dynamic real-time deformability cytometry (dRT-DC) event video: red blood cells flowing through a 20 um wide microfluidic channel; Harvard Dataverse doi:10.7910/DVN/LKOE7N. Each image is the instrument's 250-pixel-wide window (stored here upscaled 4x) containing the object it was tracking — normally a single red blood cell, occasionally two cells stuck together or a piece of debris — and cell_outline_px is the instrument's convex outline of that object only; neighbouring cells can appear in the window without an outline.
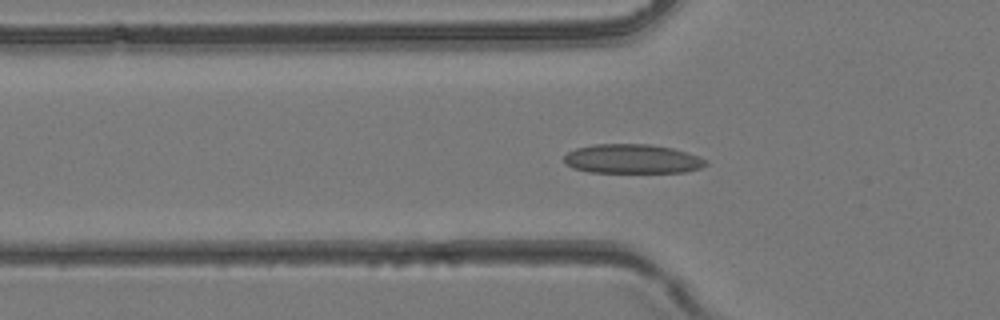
{"species": "common noctule bat (a hibernating species)", "species_latin": "Nyctalus noctula", "temperature_condition": "room temperature", "stored_images_in_passage": 42, "camera_frame_rate_fps": 3000, "um_per_image_px": 0.085, "animal": {"sex": "female", "body_mass_g": 24.6, "forearm_length_mm": 56.2}, "frame": {"image": 1, "passage_image": 14, "time_ms": 4.333, "image_size_px": [1000, 320], "cell_outline_px": [[708, 164], [700, 168], [684, 172], [588, 172], [572, 168], [564, 164], [564, 156], [568, 152], [576, 148], [592, 144], [648, 144], [672, 148], [688, 152], [704, 160]], "centroid_in_image_um": [53.69, 13.5], "position_along_channel_um": 72.1, "area_um2": 24.16}}
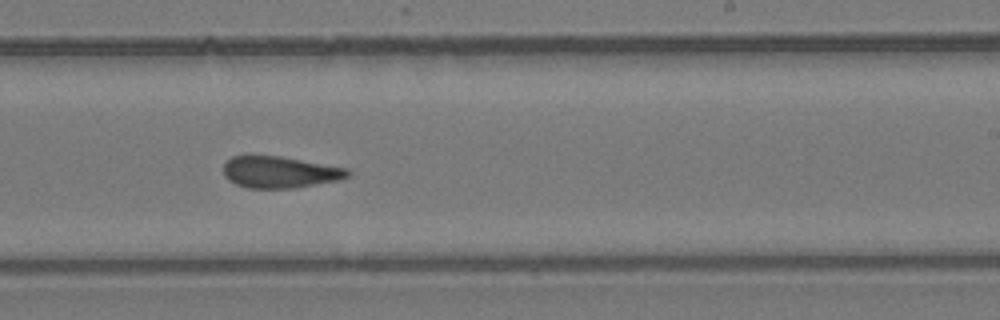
{"frame": {"image": 2, "passage_image": 26, "time_ms": 8.333, "image_size_px": [1000, 320], "cell_outline_px": [[352, 172], [348, 176], [340, 180], [296, 188], [248, 188], [236, 184], [228, 180], [224, 176], [224, 164], [232, 156], [280, 156], [348, 168]], "centroid_in_image_um": [23.81, 14.64], "position_along_channel_um": 265.2, "area_um2": 22.95}}
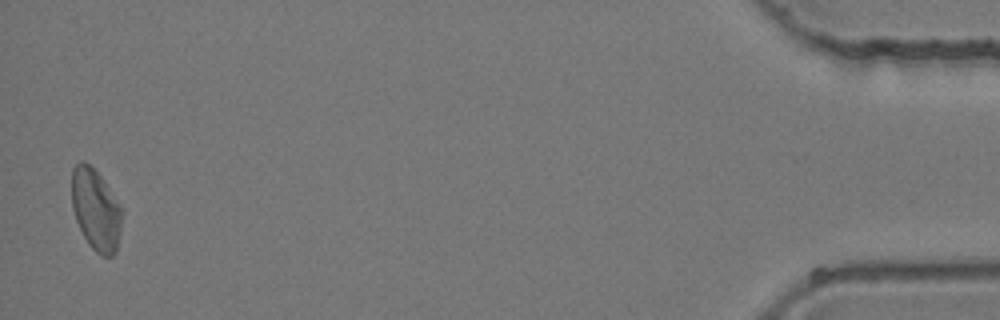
{"frame": {"image": 3, "passage_image": 42, "time_ms": 13.667, "image_size_px": [1000, 320], "cell_outline_px": [[120, 228], [116, 252], [112, 256], [100, 256], [88, 244], [76, 220], [72, 208], [72, 168], [80, 160], [84, 160], [100, 176], [120, 204]], "centroid_in_image_um": [8.11, 17.82], "position_along_channel_um": 427.1, "area_um2": 23.47}}